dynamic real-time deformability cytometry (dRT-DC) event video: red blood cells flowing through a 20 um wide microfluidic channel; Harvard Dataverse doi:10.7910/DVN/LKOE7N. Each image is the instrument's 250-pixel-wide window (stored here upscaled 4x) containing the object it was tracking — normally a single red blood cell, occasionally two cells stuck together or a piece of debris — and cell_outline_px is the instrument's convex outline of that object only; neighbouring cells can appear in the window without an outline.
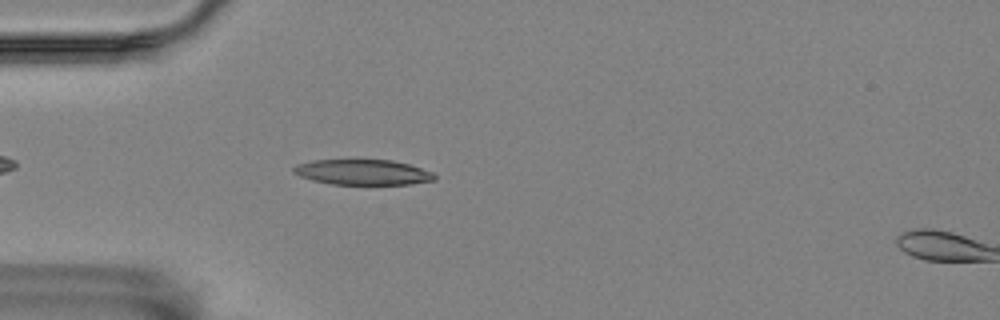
{"species": "Egyptian fruit bat (a non-hibernating species)", "species_latin": "Rousettus aegyptiacus", "temperature_condition": "room temperature", "stored_images_in_passage": 31, "camera_frame_rate_fps": 3000, "um_per_image_px": 0.085, "animal": {"sex": "female"}, "frame": {"image": 1, "passage_image": 6, "time_ms": 1.667, "image_size_px": [1000, 320], "cell_outline_px": [[436, 180], [408, 184], [332, 184], [312, 180], [300, 176], [292, 172], [292, 168], [296, 164], [312, 160], [356, 156], [392, 160], [408, 164], [432, 172], [436, 176]], "centroid_in_image_um": [30.76, 14.57], "position_along_channel_um": 54.2, "area_um2": 21.91}}
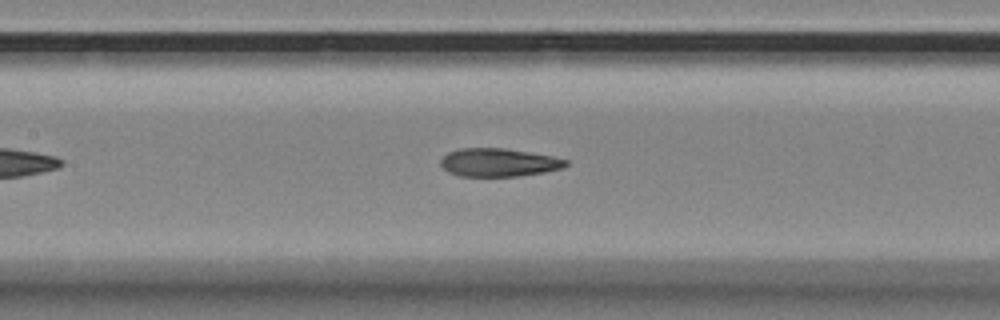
{"frame": {"image": 2, "passage_image": 16, "time_ms": 5.0, "image_size_px": [1000, 320], "cell_outline_px": [[568, 164], [564, 168], [544, 172], [516, 176], [460, 176], [448, 172], [440, 164], [440, 160], [448, 152], [460, 148], [504, 148], [552, 156], [568, 160]], "centroid_in_image_um": [42.38, 13.81], "position_along_channel_um": 165.0, "area_um2": 20.52}}
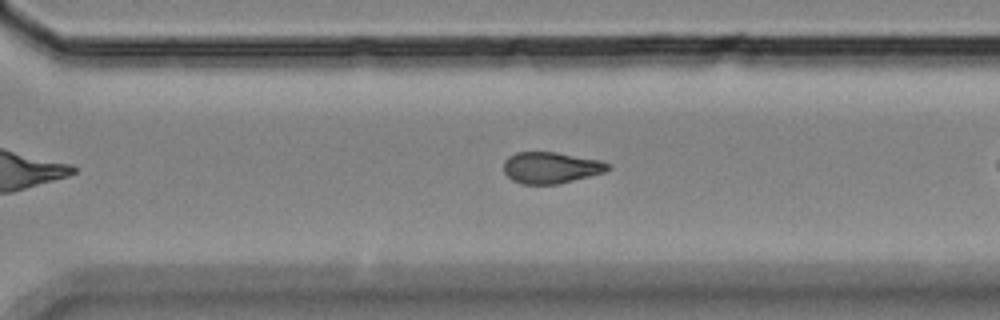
{"frame": {"image": 3, "passage_image": 26, "time_ms": 8.333, "image_size_px": [1000, 320], "cell_outline_px": [[612, 168], [604, 172], [556, 184], [524, 184], [512, 180], [504, 172], [504, 160], [508, 156], [516, 152], [556, 152], [600, 160], [608, 164]], "centroid_in_image_um": [46.8, 14.24], "position_along_channel_um": 323.8, "area_um2": 18.9}}